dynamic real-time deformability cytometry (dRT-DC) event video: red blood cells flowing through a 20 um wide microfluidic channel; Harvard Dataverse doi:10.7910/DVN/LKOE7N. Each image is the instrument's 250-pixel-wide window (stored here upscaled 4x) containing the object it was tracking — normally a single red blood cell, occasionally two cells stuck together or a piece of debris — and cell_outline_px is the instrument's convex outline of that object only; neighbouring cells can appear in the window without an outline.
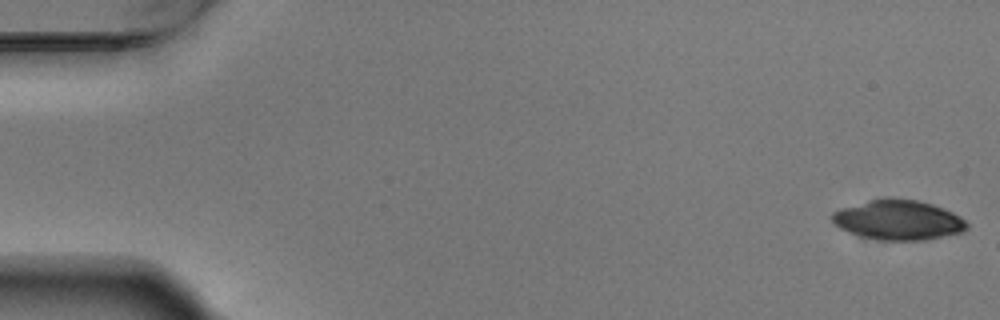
{"species": "Egyptian fruit bat (a non-hibernating species)", "species_latin": "Rousettus aegyptiacus", "temperature_condition": "warm", "stored_images_in_passage": 3, "camera_frame_rate_fps": 3000, "um_per_image_px": 0.085, "animal": {"sex": "male"}, "frame": {"image": 1, "passage_image": 1, "time_ms": 0.0, "image_size_px": [1000, 320], "cell_outline_px": [[968, 228], [964, 232], [924, 240], [884, 240], [860, 236], [848, 232], [840, 228], [832, 220], [832, 212], [868, 200], [884, 196], [888, 196], [916, 200], [932, 204], [952, 212], [960, 216], [968, 224]], "centroid_in_image_um": [76.37, 18.68], "position_along_channel_um": 8.6, "area_um2": 31.33}}